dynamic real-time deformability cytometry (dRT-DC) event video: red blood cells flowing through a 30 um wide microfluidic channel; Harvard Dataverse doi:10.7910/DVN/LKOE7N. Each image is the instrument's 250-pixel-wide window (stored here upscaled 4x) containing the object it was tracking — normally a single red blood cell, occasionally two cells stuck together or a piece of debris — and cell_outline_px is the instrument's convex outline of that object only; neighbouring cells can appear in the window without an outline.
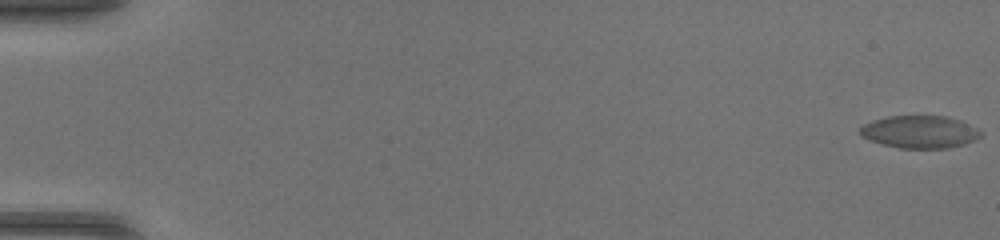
{"species": "common noctule bat (a hibernating species)", "species_latin": "Nyctalus noctula", "temperature_condition": "warm", "stored_images_in_passage": 53, "camera_frame_rate_fps": 3000, "um_per_image_px": 0.085, "animal": {"sex": "female", "body_mass_g": 17.0, "forearm_length_mm": 48.0}, "frame": {"image": 1, "passage_image": 1, "time_ms": 0.0, "image_size_px": [1000, 240], "cell_outline_px": [[984, 132], [980, 136], [964, 144], [948, 148], [900, 148], [884, 144], [860, 136], [860, 128], [864, 124], [872, 120], [888, 116], [948, 116], [960, 120]], "centroid_in_image_um": [78.18, 11.2], "position_along_channel_um": 6.8, "area_um2": 22.72}}
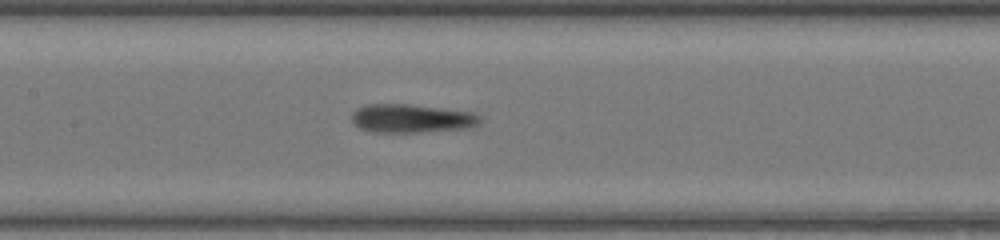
{"frame": {"image": 2, "passage_image": 27, "time_ms": 8.667, "image_size_px": [1000, 240], "cell_outline_px": [[480, 124], [472, 128], [420, 132], [372, 132], [360, 128], [352, 120], [352, 112], [356, 108], [368, 104], [408, 104], [476, 112], [480, 116]], "centroid_in_image_um": [35.03, 10.07], "position_along_channel_um": 172.4, "area_um2": 21.56}}
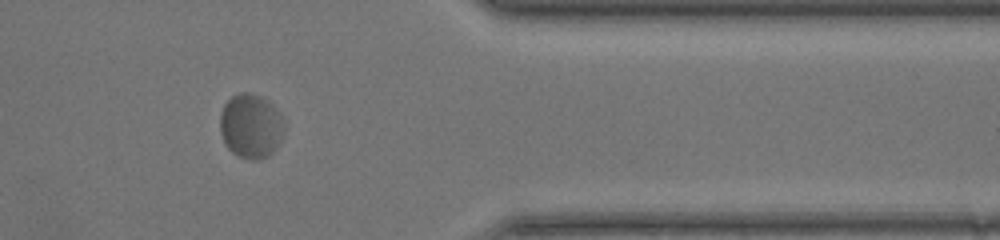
{"frame": {"image": 3, "passage_image": 44, "time_ms": 14.333, "image_size_px": [1000, 240], "cell_outline_px": [[284, 132], [276, 148], [268, 156], [260, 160], [252, 160], [240, 156], [232, 152], [228, 148], [220, 132], [220, 112], [224, 104], [232, 96], [240, 92], [248, 92], [260, 96], [268, 100], [284, 116]], "centroid_in_image_um": [21.34, 10.7], "position_along_channel_um": 390.1, "area_um2": 24.33}}